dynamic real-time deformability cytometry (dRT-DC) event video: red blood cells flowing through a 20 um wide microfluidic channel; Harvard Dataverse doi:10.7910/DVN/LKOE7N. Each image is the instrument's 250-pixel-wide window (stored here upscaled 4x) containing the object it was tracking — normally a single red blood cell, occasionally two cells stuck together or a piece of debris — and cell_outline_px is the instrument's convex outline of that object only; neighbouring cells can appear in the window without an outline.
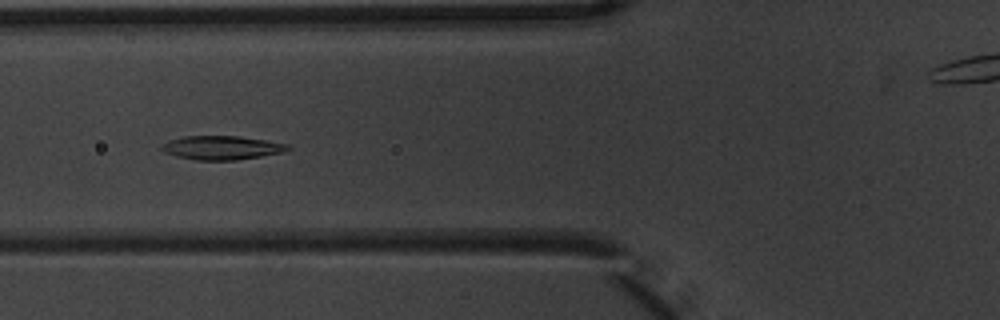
{"species": "common noctule bat (a hibernating species)", "species_latin": "Nyctalus noctula", "temperature_condition": "warm", "stored_images_in_passage": 8, "camera_frame_rate_fps": 3000, "um_per_image_px": 0.085, "animal": {"sex": "male", "body_mass_g": 20.1, "forearm_length_mm": 53.5}, "frame": {"image": 1, "passage_image": 7, "time_ms": 2.0, "image_size_px": [1000, 320], "cell_outline_px": [[292, 148], [284, 152], [236, 160], [196, 160], [176, 156], [164, 152], [160, 148], [168, 140], [184, 136], [240, 136], [288, 144]], "centroid_in_image_um": [18.85, 12.55], "position_along_channel_um": 107.0, "area_um2": 17.46}}
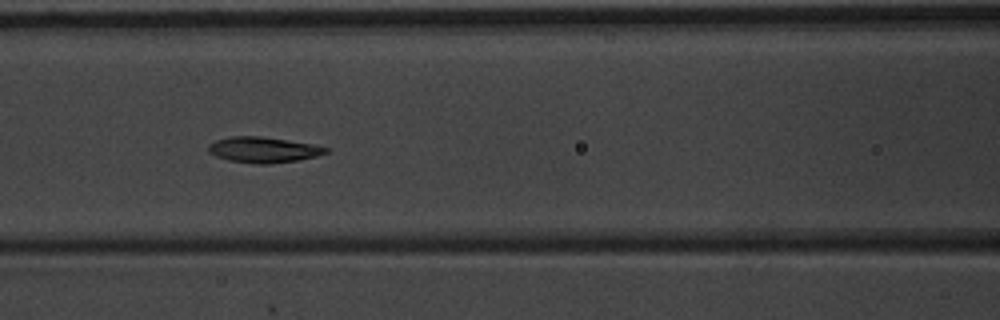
{"frame": {"image": 2, "passage_image": 8, "time_ms": 2.333, "image_size_px": [1000, 320], "cell_outline_px": [[328, 152], [316, 156], [296, 160], [272, 164], [256, 164], [228, 160], [216, 156], [208, 152], [208, 144], [216, 140], [228, 136], [260, 136], [312, 144], [328, 148]], "centroid_in_image_um": [22.33, 12.73], "position_along_channel_um": 144.3, "area_um2": 17.51}}